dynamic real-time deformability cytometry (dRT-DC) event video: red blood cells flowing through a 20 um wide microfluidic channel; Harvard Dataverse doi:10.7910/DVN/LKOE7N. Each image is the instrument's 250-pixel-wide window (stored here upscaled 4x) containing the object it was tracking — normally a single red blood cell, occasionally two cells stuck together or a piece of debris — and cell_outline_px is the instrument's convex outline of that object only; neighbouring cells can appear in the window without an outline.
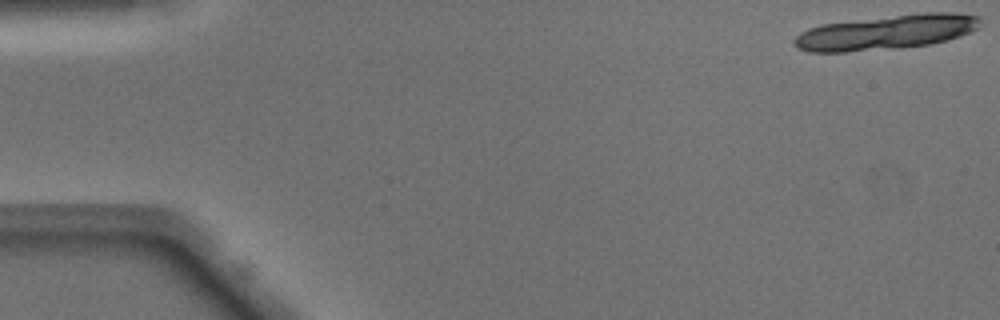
{"species": "Egyptian fruit bat (a non-hibernating species)", "species_latin": "Rousettus aegyptiacus", "temperature_condition": "warm", "stored_images_in_passage": 19, "segment_of_instrument_passage": [1, 2], "camera_frame_rate_fps": 3000, "um_per_image_px": 0.085, "animal": {"sex": "male"}, "frame": {"image": 1, "passage_image": 1, "time_ms": 0.0, "image_size_px": [1000, 320], "cell_outline_px": [[980, 28], [960, 36], [948, 40], [932, 44], [900, 48], [844, 52], [808, 52], [796, 48], [792, 44], [792, 40], [800, 32], [808, 28], [824, 24], [920, 12], [956, 12], [980, 16]], "centroid_in_image_um": [75.35, 2.74], "position_along_channel_um": 9.6, "area_um2": 37.97}}